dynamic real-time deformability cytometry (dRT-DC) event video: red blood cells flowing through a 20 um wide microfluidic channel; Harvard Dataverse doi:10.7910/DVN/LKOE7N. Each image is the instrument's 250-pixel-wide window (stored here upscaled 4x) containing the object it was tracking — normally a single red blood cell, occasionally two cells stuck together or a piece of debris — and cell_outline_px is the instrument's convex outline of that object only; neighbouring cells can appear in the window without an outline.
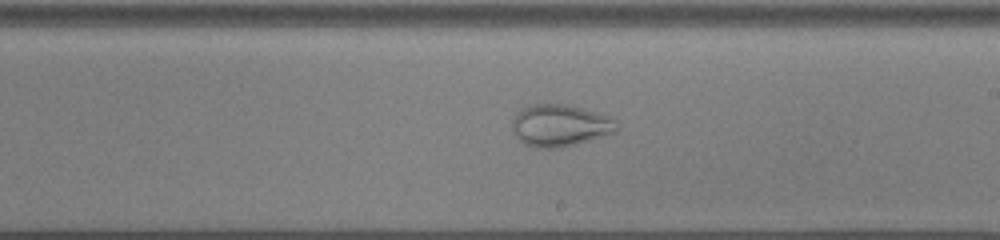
{"species": "common noctule bat (a hibernating species)", "species_latin": "Nyctalus noctula", "temperature_condition": "cold", "stored_images_in_passage": 28, "camera_frame_rate_fps": 3000, "um_per_image_px": 0.085, "animal": {"sex": "male", "body_mass_g": 13.0, "forearm_length_mm": 53.1}, "frame": {"image": 1, "passage_image": 15, "time_ms": 4.667, "image_size_px": [1000, 240], "cell_outline_px": [[616, 132], [576, 144], [560, 148], [536, 148], [524, 144], [512, 132], [512, 120], [516, 112], [520, 108], [532, 104], [564, 104], [612, 116], [616, 120]], "centroid_in_image_um": [47.57, 10.66], "position_along_channel_um": 241.4, "area_um2": 25.72}}
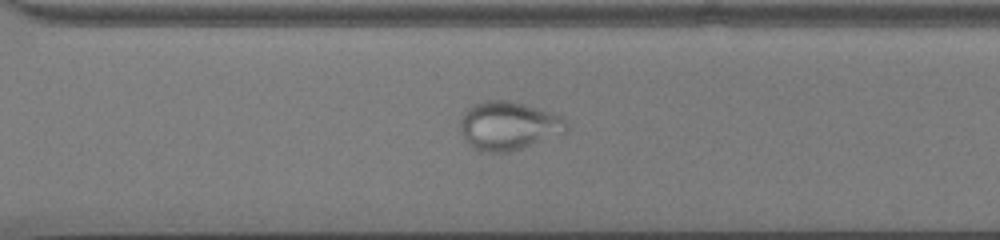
{"frame": {"image": 2, "passage_image": 22, "time_ms": 7.0, "image_size_px": [1000, 240], "cell_outline_px": [[568, 128], [564, 132], [520, 148], [508, 152], [480, 152], [468, 144], [460, 132], [460, 120], [464, 112], [472, 104], [484, 100], [508, 100], [524, 104], [552, 112], [568, 120]], "centroid_in_image_um": [43.18, 10.67], "position_along_channel_um": 327.4, "area_um2": 30.0}}
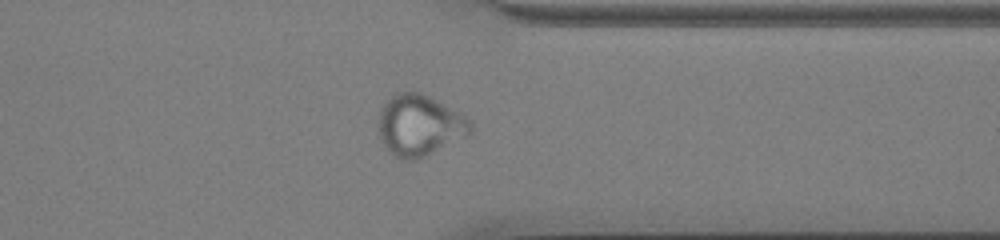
{"frame": {"image": 3, "passage_image": 26, "time_ms": 8.333, "image_size_px": [1000, 240], "cell_outline_px": [[472, 132], [416, 160], [400, 160], [384, 148], [380, 136], [380, 108], [396, 92], [420, 92], [428, 96], [472, 120]], "centroid_in_image_um": [35.63, 10.66], "position_along_channel_um": 375.8, "area_um2": 32.19}}